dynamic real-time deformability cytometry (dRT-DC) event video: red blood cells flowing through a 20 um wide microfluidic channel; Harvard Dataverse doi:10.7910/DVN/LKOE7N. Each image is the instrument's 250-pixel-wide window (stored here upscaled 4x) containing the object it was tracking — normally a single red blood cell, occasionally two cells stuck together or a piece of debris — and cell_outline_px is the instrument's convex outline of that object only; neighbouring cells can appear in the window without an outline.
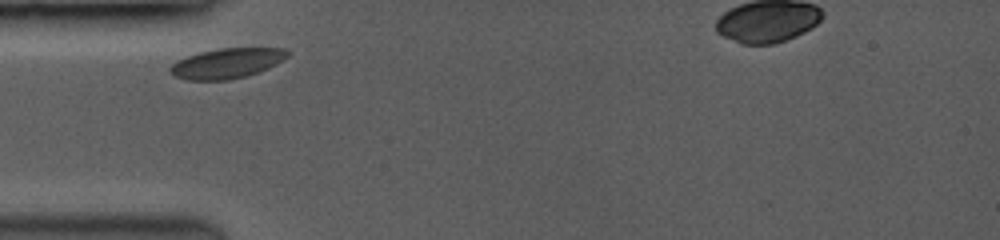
{"species": "common noctule bat (a hibernating species)", "species_latin": "Nyctalus noctula", "temperature_condition": "room temperature", "stored_images_in_passage": 17, "camera_frame_rate_fps": 3500, "um_per_image_px": 0.085, "animal": {"sex": "female", "body_mass_g": 19.0, "forearm_length_mm": 53.3}, "frame": {"image": 1, "passage_image": 1, "time_ms": 0.0, "image_size_px": [1000, 240], "cell_outline_px": [[288, 56], [276, 64], [268, 68], [244, 76], [228, 80], [188, 80], [176, 76], [168, 72], [168, 68], [176, 60], [200, 52], [220, 48], [288, 48]], "centroid_in_image_um": [19.26, 5.37], "position_along_channel_um": 65.7, "area_um2": 20.46}}
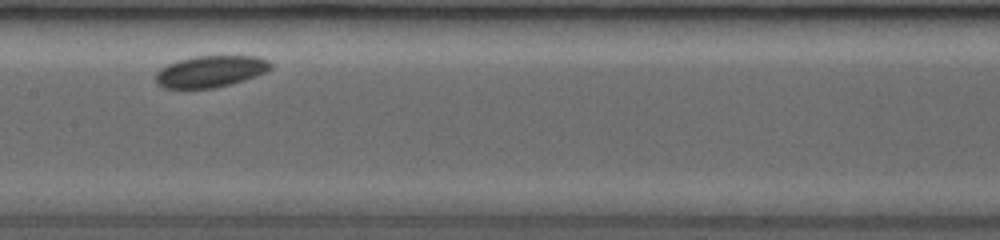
{"frame": {"image": 2, "passage_image": 7, "time_ms": 3.429, "image_size_px": [1000, 240], "cell_outline_px": [[272, 68], [256, 76], [244, 80], [212, 88], [164, 88], [156, 84], [156, 72], [160, 68], [168, 64], [192, 56], [256, 56], [268, 60], [272, 64]], "centroid_in_image_um": [17.88, 6.06], "position_along_channel_um": 189.5, "area_um2": 21.04}}
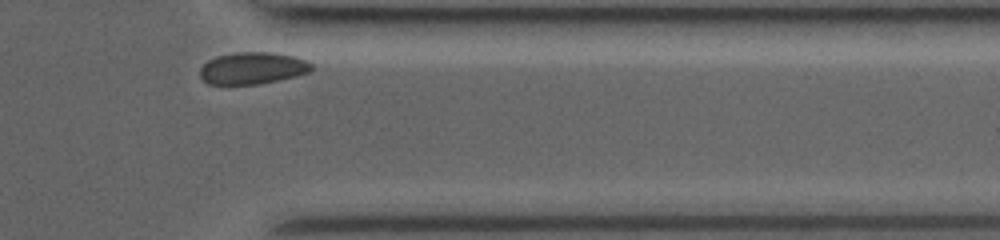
{"frame": {"image": 3, "passage_image": 17, "time_ms": 8.857, "image_size_px": [1000, 240], "cell_outline_px": [[312, 68], [308, 72], [276, 80], [256, 84], [208, 84], [200, 76], [200, 68], [208, 60], [220, 56], [236, 52], [268, 52], [292, 56], [304, 60], [312, 64]], "centroid_in_image_um": [21.42, 5.79], "position_along_channel_um": 390.0, "area_um2": 20.23}}